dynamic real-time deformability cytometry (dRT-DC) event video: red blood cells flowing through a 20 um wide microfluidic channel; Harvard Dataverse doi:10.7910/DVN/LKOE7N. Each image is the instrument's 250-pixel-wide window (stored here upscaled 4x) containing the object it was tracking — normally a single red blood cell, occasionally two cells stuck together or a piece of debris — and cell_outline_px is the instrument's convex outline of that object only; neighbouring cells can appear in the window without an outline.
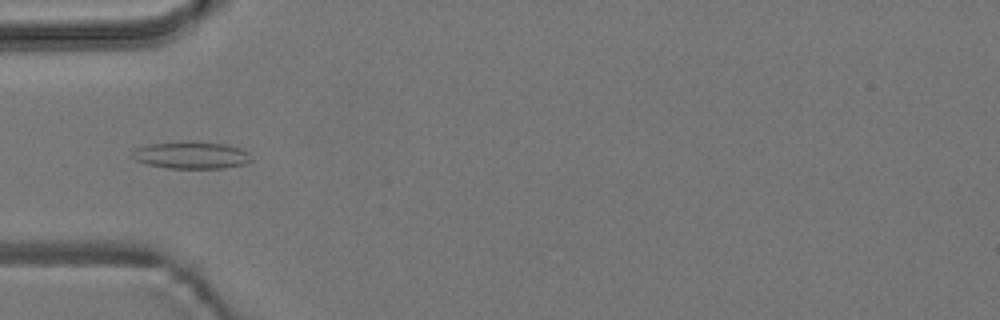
{"species": "common noctule bat (a hibernating species)", "species_latin": "Nyctalus noctula", "temperature_condition": "room temperature", "stored_images_in_passage": 46, "camera_frame_rate_fps": 3000, "um_per_image_px": 0.085, "animal": {"sex": "male", "body_mass_g": 19.2, "forearm_length_mm": 51.8}, "frame": {"image": 1, "passage_image": 9, "time_ms": 2.667, "image_size_px": [1000, 320], "cell_outline_px": [[252, 160], [248, 164], [224, 168], [168, 168], [148, 164], [136, 160], [132, 156], [132, 152], [136, 148], [148, 144], [192, 140], [228, 144], [240, 148], [248, 152]], "centroid_in_image_um": [16.31, 13.17], "position_along_channel_um": 68.7, "area_um2": 19.13}}
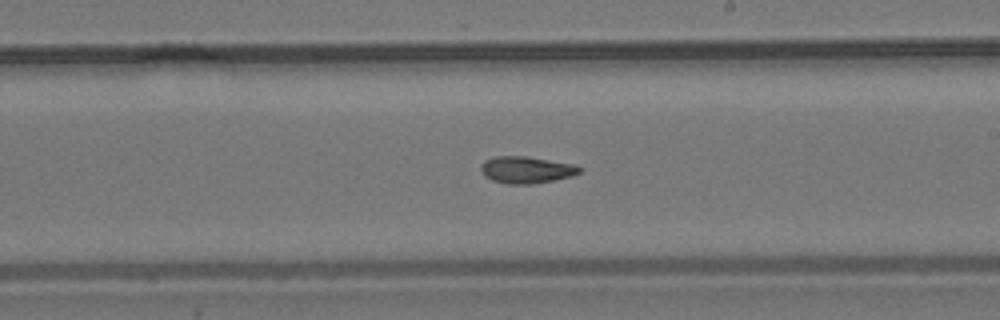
{"frame": {"image": 2, "passage_image": 23, "time_ms": 7.333, "image_size_px": [1000, 320], "cell_outline_px": [[580, 172], [572, 176], [532, 184], [508, 184], [492, 180], [484, 176], [480, 168], [480, 164], [484, 160], [496, 156], [524, 156], [576, 164], [580, 168]], "centroid_in_image_um": [44.71, 14.43], "position_along_channel_um": 244.3, "area_um2": 15.43}}
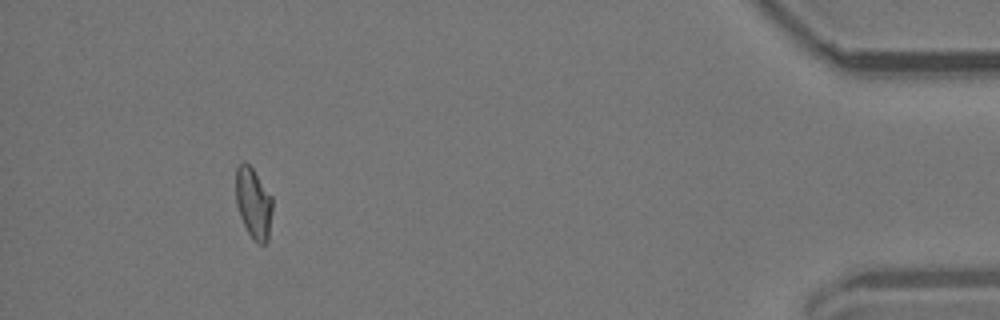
{"frame": {"image": 3, "passage_image": 42, "time_ms": 13.667, "image_size_px": [1000, 320], "cell_outline_px": [[272, 212], [268, 240], [264, 244], [260, 244], [248, 232], [240, 216], [236, 204], [236, 168], [244, 160], [252, 168], [272, 196]], "centroid_in_image_um": [21.55, 17.24], "position_along_channel_um": 413.7, "area_um2": 14.97}, "authors_computed_cell_mechanics": {"area_um2": 15.4326, "velocity_mm_per_s": 3.75, "shape_relaxation_time_tau1_ms": null, "shape_relaxation_time_tau2_ms": 4.8903, "deformation_change_tau1": null, "deformation_change_tau2": 0.1146}}